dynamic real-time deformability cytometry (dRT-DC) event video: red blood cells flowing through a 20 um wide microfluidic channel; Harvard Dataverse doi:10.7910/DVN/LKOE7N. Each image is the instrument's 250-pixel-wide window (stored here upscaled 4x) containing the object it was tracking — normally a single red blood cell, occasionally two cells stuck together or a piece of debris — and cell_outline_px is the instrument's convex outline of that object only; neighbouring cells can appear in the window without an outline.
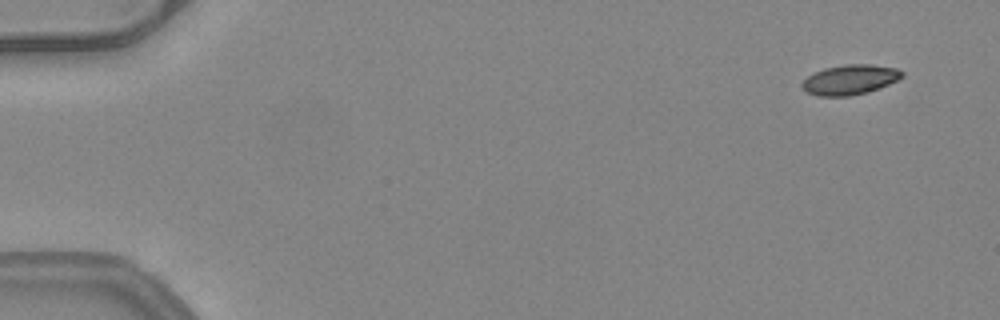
{"species": "common noctule bat (a hibernating species)", "species_latin": "Nyctalus noctula", "temperature_condition": "warm", "stored_images_in_passage": 11, "camera_frame_rate_fps": 3000, "um_per_image_px": 0.085, "animal": {"sex": "female", "body_mass_g": 24.6, "forearm_length_mm": 56.2}, "frame": {"image": 1, "passage_image": 1, "time_ms": 0.0, "image_size_px": [1000, 320], "cell_outline_px": [[904, 76], [880, 88], [868, 92], [848, 96], [816, 96], [808, 92], [800, 84], [808, 76], [824, 68], [844, 64], [872, 64], [896, 68], [904, 72]], "centroid_in_image_um": [72.26, 6.77], "position_along_channel_um": 12.7, "area_um2": 17.4}}